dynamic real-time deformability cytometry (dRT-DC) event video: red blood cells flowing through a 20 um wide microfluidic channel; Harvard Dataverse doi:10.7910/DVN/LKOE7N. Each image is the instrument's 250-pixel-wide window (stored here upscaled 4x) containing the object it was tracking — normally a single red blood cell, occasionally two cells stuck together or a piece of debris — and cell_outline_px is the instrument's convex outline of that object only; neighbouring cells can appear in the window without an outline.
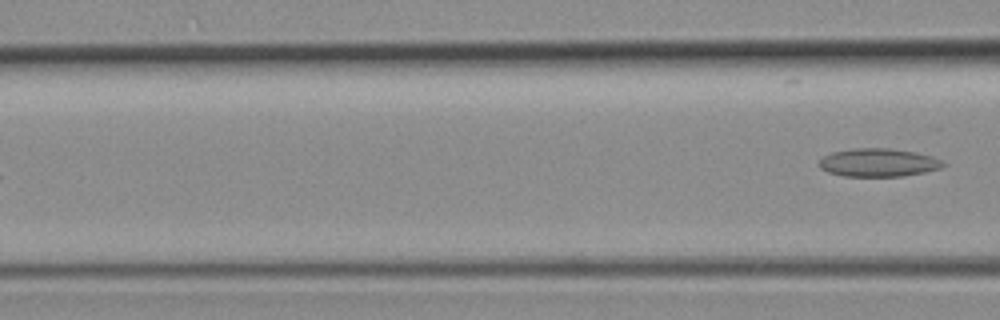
{"species": "common noctule bat (a hibernating species)", "species_latin": "Nyctalus noctula", "temperature_condition": "room temperature", "stored_images_in_passage": 6, "camera_frame_rate_fps": 3000, "um_per_image_px": 0.085, "animal": {"sex": "female", "body_mass_g": 19.3, "forearm_length_mm": 54.1}, "frame": {"image": 1, "passage_image": 6, "time_ms": 6.667, "image_size_px": [1000, 320], "cell_outline_px": [[944, 164], [940, 168], [924, 172], [904, 176], [844, 176], [828, 172], [820, 168], [816, 164], [820, 156], [832, 152], [852, 148], [888, 148], [916, 152], [932, 156], [940, 160]], "centroid_in_image_um": [74.57, 13.81], "position_along_channel_um": 92.0, "area_um2": 20.52}}